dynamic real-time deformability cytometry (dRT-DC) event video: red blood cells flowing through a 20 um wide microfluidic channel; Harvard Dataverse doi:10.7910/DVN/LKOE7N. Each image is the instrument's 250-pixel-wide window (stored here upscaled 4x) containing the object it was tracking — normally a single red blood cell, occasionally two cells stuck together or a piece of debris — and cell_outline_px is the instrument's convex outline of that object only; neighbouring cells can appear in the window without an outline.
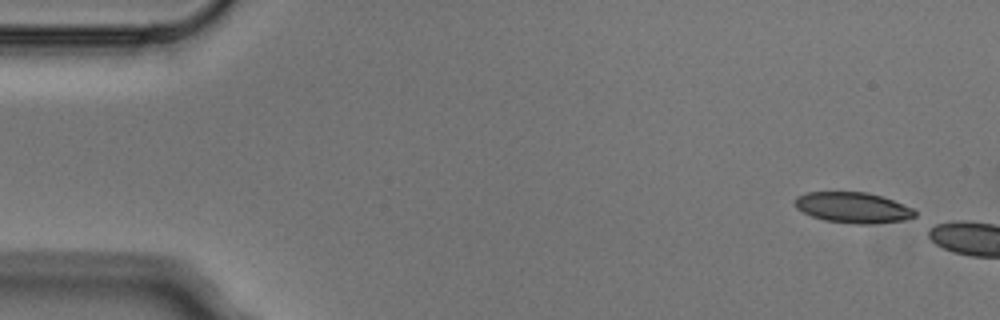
{"species": "Egyptian fruit bat (a non-hibernating species)", "species_latin": "Rousettus aegyptiacus", "temperature_condition": "cold", "stored_images_in_passage": 3, "camera_frame_rate_fps": 3000, "um_per_image_px": 0.085, "animal": {"sex": "male"}, "frame": {"image": 1, "passage_image": 1, "time_ms": 0.0, "image_size_px": [1000, 320], "cell_outline_px": [[916, 216], [904, 220], [872, 224], [856, 224], [824, 220], [812, 216], [796, 208], [796, 196], [808, 192], [868, 192], [892, 200], [912, 208], [916, 212]], "centroid_in_image_um": [72.5, 17.65], "position_along_channel_um": 12.5, "area_um2": 21.27}}